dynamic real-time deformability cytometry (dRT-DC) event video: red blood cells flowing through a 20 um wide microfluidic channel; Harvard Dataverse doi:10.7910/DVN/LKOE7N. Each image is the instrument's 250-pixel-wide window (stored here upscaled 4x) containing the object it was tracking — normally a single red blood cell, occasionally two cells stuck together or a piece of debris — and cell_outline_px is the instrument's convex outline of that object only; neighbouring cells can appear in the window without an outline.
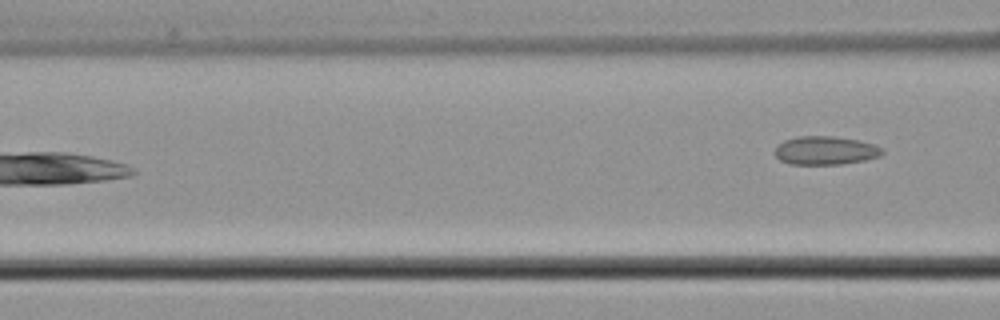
{"species": "common noctule bat (a hibernating species)", "species_latin": "Nyctalus noctula", "temperature_condition": "cold", "stored_images_in_passage": 6, "camera_frame_rate_fps": 3000, "um_per_image_px": 0.085, "animal": {"sex": "male", "body_mass_g": 21.5, "forearm_length_mm": 52.0}, "frame": {"image": 1, "passage_image": 6, "time_ms": 1.667, "image_size_px": [1000, 320], "cell_outline_px": [[884, 152], [880, 156], [864, 160], [840, 164], [792, 164], [780, 160], [772, 152], [776, 144], [784, 140], [796, 136], [832, 136], [860, 140], [876, 144], [884, 148]], "centroid_in_image_um": [70.15, 12.77], "position_along_channel_um": 96.5, "area_um2": 18.15}}